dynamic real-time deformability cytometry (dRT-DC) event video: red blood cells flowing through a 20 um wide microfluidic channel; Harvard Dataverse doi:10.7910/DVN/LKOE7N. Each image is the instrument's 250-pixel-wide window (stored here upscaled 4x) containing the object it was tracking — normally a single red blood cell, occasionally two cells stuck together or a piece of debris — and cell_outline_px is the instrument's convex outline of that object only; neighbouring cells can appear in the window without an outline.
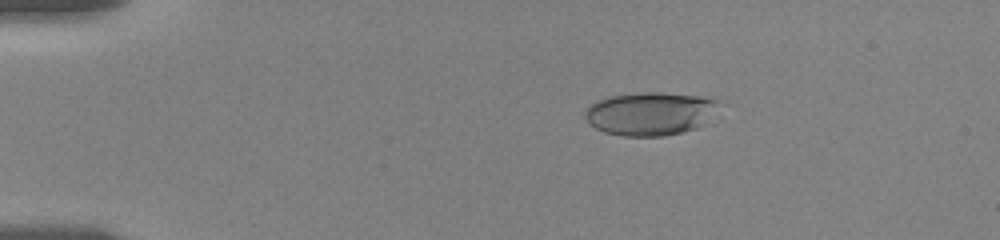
{"species": "human", "species_latin": "Homo sapiens", "temperature_condition": "room temperature", "stored_images_in_passage": 35, "camera_frame_rate_fps": 3000, "um_per_image_px": 0.085, "donor": {"sex": "female"}, "frame": {"image": 1, "passage_image": 15, "time_ms": 3.333, "image_size_px": [1000, 240], "cell_outline_px": [[720, 100], [704, 124], [696, 128], [664, 136], [620, 136], [604, 132], [596, 128], [584, 116], [584, 112], [596, 100], [608, 96], [636, 92], [660, 92], [716, 96]], "centroid_in_image_um": [55.28, 9.63], "position_along_channel_um": 29.7, "area_um2": 34.04}}
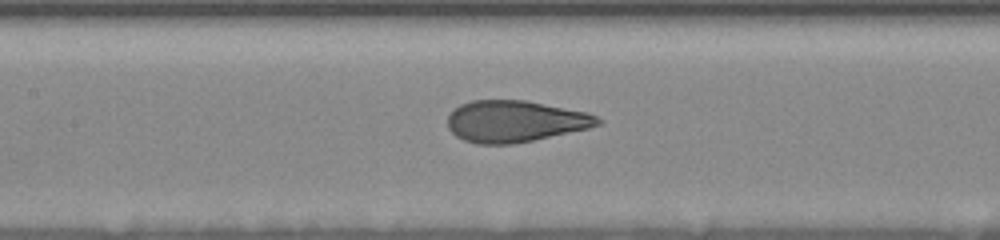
{"frame": {"image": 2, "passage_image": 27, "time_ms": 9.0, "image_size_px": [1000, 240], "cell_outline_px": [[604, 120], [600, 124], [588, 128], [532, 140], [512, 144], [476, 144], [464, 140], [456, 136], [448, 128], [448, 116], [460, 104], [472, 100], [524, 100], [588, 112]], "centroid_in_image_um": [43.77, 10.31], "position_along_channel_um": 163.6, "area_um2": 36.18}}
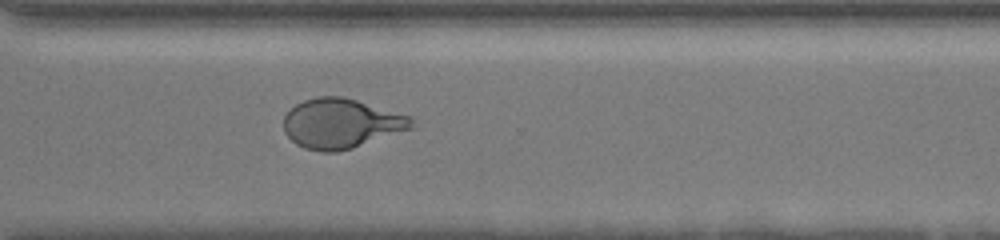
{"frame": {"image": 3, "passage_image": 35, "time_ms": 14.0, "image_size_px": [1000, 240], "cell_outline_px": [[412, 128], [352, 148], [336, 152], [320, 152], [304, 148], [296, 144], [284, 132], [284, 116], [296, 104], [304, 100], [316, 96], [344, 96], [412, 116]], "centroid_in_image_um": [28.98, 10.49], "position_along_channel_um": 341.6, "area_um2": 37.05}}